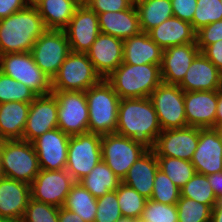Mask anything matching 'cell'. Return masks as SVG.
Segmentation results:
<instances>
[{"label":"cell","instance_id":"32","mask_svg":"<svg viewBox=\"0 0 222 222\" xmlns=\"http://www.w3.org/2000/svg\"><path fill=\"white\" fill-rule=\"evenodd\" d=\"M63 207L79 215L85 222H94L97 211V198L79 182H76L67 195Z\"/></svg>","mask_w":222,"mask_h":222},{"label":"cell","instance_id":"15","mask_svg":"<svg viewBox=\"0 0 222 222\" xmlns=\"http://www.w3.org/2000/svg\"><path fill=\"white\" fill-rule=\"evenodd\" d=\"M63 30L71 51L86 53L100 34L98 15L82 2Z\"/></svg>","mask_w":222,"mask_h":222},{"label":"cell","instance_id":"29","mask_svg":"<svg viewBox=\"0 0 222 222\" xmlns=\"http://www.w3.org/2000/svg\"><path fill=\"white\" fill-rule=\"evenodd\" d=\"M81 3V0H38L34 6L47 29L63 30Z\"/></svg>","mask_w":222,"mask_h":222},{"label":"cell","instance_id":"46","mask_svg":"<svg viewBox=\"0 0 222 222\" xmlns=\"http://www.w3.org/2000/svg\"><path fill=\"white\" fill-rule=\"evenodd\" d=\"M201 53L222 73V40L206 46Z\"/></svg>","mask_w":222,"mask_h":222},{"label":"cell","instance_id":"30","mask_svg":"<svg viewBox=\"0 0 222 222\" xmlns=\"http://www.w3.org/2000/svg\"><path fill=\"white\" fill-rule=\"evenodd\" d=\"M78 182L95 198H98L104 196L109 191L116 190L122 180L101 160L88 175Z\"/></svg>","mask_w":222,"mask_h":222},{"label":"cell","instance_id":"12","mask_svg":"<svg viewBox=\"0 0 222 222\" xmlns=\"http://www.w3.org/2000/svg\"><path fill=\"white\" fill-rule=\"evenodd\" d=\"M58 103V128L74 136L88 132L86 91H52Z\"/></svg>","mask_w":222,"mask_h":222},{"label":"cell","instance_id":"7","mask_svg":"<svg viewBox=\"0 0 222 222\" xmlns=\"http://www.w3.org/2000/svg\"><path fill=\"white\" fill-rule=\"evenodd\" d=\"M148 149L144 143L116 133L102 135V160L121 180Z\"/></svg>","mask_w":222,"mask_h":222},{"label":"cell","instance_id":"37","mask_svg":"<svg viewBox=\"0 0 222 222\" xmlns=\"http://www.w3.org/2000/svg\"><path fill=\"white\" fill-rule=\"evenodd\" d=\"M178 222H210L212 208L193 199L180 197L176 203Z\"/></svg>","mask_w":222,"mask_h":222},{"label":"cell","instance_id":"44","mask_svg":"<svg viewBox=\"0 0 222 222\" xmlns=\"http://www.w3.org/2000/svg\"><path fill=\"white\" fill-rule=\"evenodd\" d=\"M97 15L105 12H117L129 9L131 5L125 0H84Z\"/></svg>","mask_w":222,"mask_h":222},{"label":"cell","instance_id":"48","mask_svg":"<svg viewBox=\"0 0 222 222\" xmlns=\"http://www.w3.org/2000/svg\"><path fill=\"white\" fill-rule=\"evenodd\" d=\"M208 182L213 189L216 199L222 198V171L209 175Z\"/></svg>","mask_w":222,"mask_h":222},{"label":"cell","instance_id":"43","mask_svg":"<svg viewBox=\"0 0 222 222\" xmlns=\"http://www.w3.org/2000/svg\"><path fill=\"white\" fill-rule=\"evenodd\" d=\"M219 40H222V20L210 23L196 31V44L200 52Z\"/></svg>","mask_w":222,"mask_h":222},{"label":"cell","instance_id":"56","mask_svg":"<svg viewBox=\"0 0 222 222\" xmlns=\"http://www.w3.org/2000/svg\"><path fill=\"white\" fill-rule=\"evenodd\" d=\"M218 130L220 131V133L222 135V126Z\"/></svg>","mask_w":222,"mask_h":222},{"label":"cell","instance_id":"8","mask_svg":"<svg viewBox=\"0 0 222 222\" xmlns=\"http://www.w3.org/2000/svg\"><path fill=\"white\" fill-rule=\"evenodd\" d=\"M0 71L25 84L37 95L52 93V79L35 64L31 52L0 55Z\"/></svg>","mask_w":222,"mask_h":222},{"label":"cell","instance_id":"2","mask_svg":"<svg viewBox=\"0 0 222 222\" xmlns=\"http://www.w3.org/2000/svg\"><path fill=\"white\" fill-rule=\"evenodd\" d=\"M47 30L34 5L0 20V55L31 52L36 40Z\"/></svg>","mask_w":222,"mask_h":222},{"label":"cell","instance_id":"11","mask_svg":"<svg viewBox=\"0 0 222 222\" xmlns=\"http://www.w3.org/2000/svg\"><path fill=\"white\" fill-rule=\"evenodd\" d=\"M149 98L154 105L162 130L187 126L184 91L178 85L162 82Z\"/></svg>","mask_w":222,"mask_h":222},{"label":"cell","instance_id":"51","mask_svg":"<svg viewBox=\"0 0 222 222\" xmlns=\"http://www.w3.org/2000/svg\"><path fill=\"white\" fill-rule=\"evenodd\" d=\"M210 222H222V198L212 208Z\"/></svg>","mask_w":222,"mask_h":222},{"label":"cell","instance_id":"13","mask_svg":"<svg viewBox=\"0 0 222 222\" xmlns=\"http://www.w3.org/2000/svg\"><path fill=\"white\" fill-rule=\"evenodd\" d=\"M75 183L66 169H41L30 184L31 198L60 208L64 206L67 195Z\"/></svg>","mask_w":222,"mask_h":222},{"label":"cell","instance_id":"55","mask_svg":"<svg viewBox=\"0 0 222 222\" xmlns=\"http://www.w3.org/2000/svg\"><path fill=\"white\" fill-rule=\"evenodd\" d=\"M38 0H28L29 5H34Z\"/></svg>","mask_w":222,"mask_h":222},{"label":"cell","instance_id":"40","mask_svg":"<svg viewBox=\"0 0 222 222\" xmlns=\"http://www.w3.org/2000/svg\"><path fill=\"white\" fill-rule=\"evenodd\" d=\"M139 222H178L177 206L147 199Z\"/></svg>","mask_w":222,"mask_h":222},{"label":"cell","instance_id":"16","mask_svg":"<svg viewBox=\"0 0 222 222\" xmlns=\"http://www.w3.org/2000/svg\"><path fill=\"white\" fill-rule=\"evenodd\" d=\"M58 127V103L53 93L38 95L30 105L22 140L32 142Z\"/></svg>","mask_w":222,"mask_h":222},{"label":"cell","instance_id":"4","mask_svg":"<svg viewBox=\"0 0 222 222\" xmlns=\"http://www.w3.org/2000/svg\"><path fill=\"white\" fill-rule=\"evenodd\" d=\"M89 110L88 132L99 135L116 132L120 98L106 79L86 91Z\"/></svg>","mask_w":222,"mask_h":222},{"label":"cell","instance_id":"20","mask_svg":"<svg viewBox=\"0 0 222 222\" xmlns=\"http://www.w3.org/2000/svg\"><path fill=\"white\" fill-rule=\"evenodd\" d=\"M187 126L213 128L217 111V90L184 92Z\"/></svg>","mask_w":222,"mask_h":222},{"label":"cell","instance_id":"35","mask_svg":"<svg viewBox=\"0 0 222 222\" xmlns=\"http://www.w3.org/2000/svg\"><path fill=\"white\" fill-rule=\"evenodd\" d=\"M116 192L122 216L139 220L147 199L123 182L120 183Z\"/></svg>","mask_w":222,"mask_h":222},{"label":"cell","instance_id":"26","mask_svg":"<svg viewBox=\"0 0 222 222\" xmlns=\"http://www.w3.org/2000/svg\"><path fill=\"white\" fill-rule=\"evenodd\" d=\"M100 33L125 40L142 32L136 7L98 14Z\"/></svg>","mask_w":222,"mask_h":222},{"label":"cell","instance_id":"28","mask_svg":"<svg viewBox=\"0 0 222 222\" xmlns=\"http://www.w3.org/2000/svg\"><path fill=\"white\" fill-rule=\"evenodd\" d=\"M31 103L0 104V141L22 139Z\"/></svg>","mask_w":222,"mask_h":222},{"label":"cell","instance_id":"19","mask_svg":"<svg viewBox=\"0 0 222 222\" xmlns=\"http://www.w3.org/2000/svg\"><path fill=\"white\" fill-rule=\"evenodd\" d=\"M86 54L95 71L105 79L123 62V40L100 33Z\"/></svg>","mask_w":222,"mask_h":222},{"label":"cell","instance_id":"14","mask_svg":"<svg viewBox=\"0 0 222 222\" xmlns=\"http://www.w3.org/2000/svg\"><path fill=\"white\" fill-rule=\"evenodd\" d=\"M198 142L199 128L186 126L162 130L152 149L157 157H174L191 161Z\"/></svg>","mask_w":222,"mask_h":222},{"label":"cell","instance_id":"34","mask_svg":"<svg viewBox=\"0 0 222 222\" xmlns=\"http://www.w3.org/2000/svg\"><path fill=\"white\" fill-rule=\"evenodd\" d=\"M181 197L193 199L206 205H215L218 200L208 182V176L196 173L181 189Z\"/></svg>","mask_w":222,"mask_h":222},{"label":"cell","instance_id":"38","mask_svg":"<svg viewBox=\"0 0 222 222\" xmlns=\"http://www.w3.org/2000/svg\"><path fill=\"white\" fill-rule=\"evenodd\" d=\"M151 200L163 204H176L181 197L180 189L160 169L156 172Z\"/></svg>","mask_w":222,"mask_h":222},{"label":"cell","instance_id":"24","mask_svg":"<svg viewBox=\"0 0 222 222\" xmlns=\"http://www.w3.org/2000/svg\"><path fill=\"white\" fill-rule=\"evenodd\" d=\"M157 156L152 148H149L137 161L130 167L127 175L122 182L146 199H150L156 172L158 171Z\"/></svg>","mask_w":222,"mask_h":222},{"label":"cell","instance_id":"27","mask_svg":"<svg viewBox=\"0 0 222 222\" xmlns=\"http://www.w3.org/2000/svg\"><path fill=\"white\" fill-rule=\"evenodd\" d=\"M163 49L148 35L141 32L123 40V63L131 65H161Z\"/></svg>","mask_w":222,"mask_h":222},{"label":"cell","instance_id":"53","mask_svg":"<svg viewBox=\"0 0 222 222\" xmlns=\"http://www.w3.org/2000/svg\"><path fill=\"white\" fill-rule=\"evenodd\" d=\"M127 1L131 6L136 7L140 0H125Z\"/></svg>","mask_w":222,"mask_h":222},{"label":"cell","instance_id":"49","mask_svg":"<svg viewBox=\"0 0 222 222\" xmlns=\"http://www.w3.org/2000/svg\"><path fill=\"white\" fill-rule=\"evenodd\" d=\"M58 222H85L79 215L63 206L59 208Z\"/></svg>","mask_w":222,"mask_h":222},{"label":"cell","instance_id":"33","mask_svg":"<svg viewBox=\"0 0 222 222\" xmlns=\"http://www.w3.org/2000/svg\"><path fill=\"white\" fill-rule=\"evenodd\" d=\"M159 169L181 189L195 174L191 161L174 157H157Z\"/></svg>","mask_w":222,"mask_h":222},{"label":"cell","instance_id":"42","mask_svg":"<svg viewBox=\"0 0 222 222\" xmlns=\"http://www.w3.org/2000/svg\"><path fill=\"white\" fill-rule=\"evenodd\" d=\"M122 217L116 190L109 191L104 196L97 198V211L94 222H117Z\"/></svg>","mask_w":222,"mask_h":222},{"label":"cell","instance_id":"47","mask_svg":"<svg viewBox=\"0 0 222 222\" xmlns=\"http://www.w3.org/2000/svg\"><path fill=\"white\" fill-rule=\"evenodd\" d=\"M28 5V0H0V20L25 9Z\"/></svg>","mask_w":222,"mask_h":222},{"label":"cell","instance_id":"5","mask_svg":"<svg viewBox=\"0 0 222 222\" xmlns=\"http://www.w3.org/2000/svg\"><path fill=\"white\" fill-rule=\"evenodd\" d=\"M40 170L31 142L22 139L0 141L1 176L31 184Z\"/></svg>","mask_w":222,"mask_h":222},{"label":"cell","instance_id":"10","mask_svg":"<svg viewBox=\"0 0 222 222\" xmlns=\"http://www.w3.org/2000/svg\"><path fill=\"white\" fill-rule=\"evenodd\" d=\"M71 52L64 30L47 29L34 43L31 53L35 64L53 79Z\"/></svg>","mask_w":222,"mask_h":222},{"label":"cell","instance_id":"25","mask_svg":"<svg viewBox=\"0 0 222 222\" xmlns=\"http://www.w3.org/2000/svg\"><path fill=\"white\" fill-rule=\"evenodd\" d=\"M147 33L163 50L171 46L196 43V31L193 29L192 24L174 16Z\"/></svg>","mask_w":222,"mask_h":222},{"label":"cell","instance_id":"17","mask_svg":"<svg viewBox=\"0 0 222 222\" xmlns=\"http://www.w3.org/2000/svg\"><path fill=\"white\" fill-rule=\"evenodd\" d=\"M69 138L68 134L57 127L31 142L38 156L40 169L62 170L66 168Z\"/></svg>","mask_w":222,"mask_h":222},{"label":"cell","instance_id":"23","mask_svg":"<svg viewBox=\"0 0 222 222\" xmlns=\"http://www.w3.org/2000/svg\"><path fill=\"white\" fill-rule=\"evenodd\" d=\"M30 198V184L0 177V217L21 222Z\"/></svg>","mask_w":222,"mask_h":222},{"label":"cell","instance_id":"39","mask_svg":"<svg viewBox=\"0 0 222 222\" xmlns=\"http://www.w3.org/2000/svg\"><path fill=\"white\" fill-rule=\"evenodd\" d=\"M219 20H222L220 0H197V8L191 21L195 31Z\"/></svg>","mask_w":222,"mask_h":222},{"label":"cell","instance_id":"36","mask_svg":"<svg viewBox=\"0 0 222 222\" xmlns=\"http://www.w3.org/2000/svg\"><path fill=\"white\" fill-rule=\"evenodd\" d=\"M37 96L25 84L0 71V104L12 101L31 103Z\"/></svg>","mask_w":222,"mask_h":222},{"label":"cell","instance_id":"9","mask_svg":"<svg viewBox=\"0 0 222 222\" xmlns=\"http://www.w3.org/2000/svg\"><path fill=\"white\" fill-rule=\"evenodd\" d=\"M101 141L102 135L90 132L70 136L65 169L76 182L102 160Z\"/></svg>","mask_w":222,"mask_h":222},{"label":"cell","instance_id":"31","mask_svg":"<svg viewBox=\"0 0 222 222\" xmlns=\"http://www.w3.org/2000/svg\"><path fill=\"white\" fill-rule=\"evenodd\" d=\"M136 9L142 32H148L174 16L170 0H140Z\"/></svg>","mask_w":222,"mask_h":222},{"label":"cell","instance_id":"45","mask_svg":"<svg viewBox=\"0 0 222 222\" xmlns=\"http://www.w3.org/2000/svg\"><path fill=\"white\" fill-rule=\"evenodd\" d=\"M174 17L191 23L197 8V0H170Z\"/></svg>","mask_w":222,"mask_h":222},{"label":"cell","instance_id":"21","mask_svg":"<svg viewBox=\"0 0 222 222\" xmlns=\"http://www.w3.org/2000/svg\"><path fill=\"white\" fill-rule=\"evenodd\" d=\"M178 86L184 92L219 90L222 87V73L199 52Z\"/></svg>","mask_w":222,"mask_h":222},{"label":"cell","instance_id":"18","mask_svg":"<svg viewBox=\"0 0 222 222\" xmlns=\"http://www.w3.org/2000/svg\"><path fill=\"white\" fill-rule=\"evenodd\" d=\"M191 163L199 174L209 176L222 171V135L218 129L199 128V142Z\"/></svg>","mask_w":222,"mask_h":222},{"label":"cell","instance_id":"3","mask_svg":"<svg viewBox=\"0 0 222 222\" xmlns=\"http://www.w3.org/2000/svg\"><path fill=\"white\" fill-rule=\"evenodd\" d=\"M120 99L146 98L162 83L161 65L121 63L105 78Z\"/></svg>","mask_w":222,"mask_h":222},{"label":"cell","instance_id":"52","mask_svg":"<svg viewBox=\"0 0 222 222\" xmlns=\"http://www.w3.org/2000/svg\"><path fill=\"white\" fill-rule=\"evenodd\" d=\"M117 222H139V220L134 218L122 217Z\"/></svg>","mask_w":222,"mask_h":222},{"label":"cell","instance_id":"41","mask_svg":"<svg viewBox=\"0 0 222 222\" xmlns=\"http://www.w3.org/2000/svg\"><path fill=\"white\" fill-rule=\"evenodd\" d=\"M59 207L29 199L21 222H58Z\"/></svg>","mask_w":222,"mask_h":222},{"label":"cell","instance_id":"50","mask_svg":"<svg viewBox=\"0 0 222 222\" xmlns=\"http://www.w3.org/2000/svg\"><path fill=\"white\" fill-rule=\"evenodd\" d=\"M222 126V87L217 90V111L215 118L214 129H219Z\"/></svg>","mask_w":222,"mask_h":222},{"label":"cell","instance_id":"22","mask_svg":"<svg viewBox=\"0 0 222 222\" xmlns=\"http://www.w3.org/2000/svg\"><path fill=\"white\" fill-rule=\"evenodd\" d=\"M199 52L200 50L196 43L171 46L163 50L161 64L162 82L179 85Z\"/></svg>","mask_w":222,"mask_h":222},{"label":"cell","instance_id":"6","mask_svg":"<svg viewBox=\"0 0 222 222\" xmlns=\"http://www.w3.org/2000/svg\"><path fill=\"white\" fill-rule=\"evenodd\" d=\"M101 79L86 53L71 51L52 79V91L85 92Z\"/></svg>","mask_w":222,"mask_h":222},{"label":"cell","instance_id":"54","mask_svg":"<svg viewBox=\"0 0 222 222\" xmlns=\"http://www.w3.org/2000/svg\"><path fill=\"white\" fill-rule=\"evenodd\" d=\"M0 222H19V221H15V220H12V219L0 217Z\"/></svg>","mask_w":222,"mask_h":222},{"label":"cell","instance_id":"1","mask_svg":"<svg viewBox=\"0 0 222 222\" xmlns=\"http://www.w3.org/2000/svg\"><path fill=\"white\" fill-rule=\"evenodd\" d=\"M161 131L149 97L120 99L116 134L140 141L152 148Z\"/></svg>","mask_w":222,"mask_h":222}]
</instances>
